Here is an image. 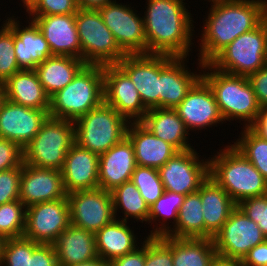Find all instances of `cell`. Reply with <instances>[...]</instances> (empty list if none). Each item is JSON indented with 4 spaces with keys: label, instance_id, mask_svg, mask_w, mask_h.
<instances>
[{
    "label": "cell",
    "instance_id": "cell-1",
    "mask_svg": "<svg viewBox=\"0 0 267 266\" xmlns=\"http://www.w3.org/2000/svg\"><path fill=\"white\" fill-rule=\"evenodd\" d=\"M210 5L199 39L197 60L202 64L210 63L238 36L258 27L267 17V0H224Z\"/></svg>",
    "mask_w": 267,
    "mask_h": 266
},
{
    "label": "cell",
    "instance_id": "cell-2",
    "mask_svg": "<svg viewBox=\"0 0 267 266\" xmlns=\"http://www.w3.org/2000/svg\"><path fill=\"white\" fill-rule=\"evenodd\" d=\"M183 1L147 0L143 15L147 54L189 57L195 30Z\"/></svg>",
    "mask_w": 267,
    "mask_h": 266
},
{
    "label": "cell",
    "instance_id": "cell-3",
    "mask_svg": "<svg viewBox=\"0 0 267 266\" xmlns=\"http://www.w3.org/2000/svg\"><path fill=\"white\" fill-rule=\"evenodd\" d=\"M219 151L208 157L209 176L236 204L267 194V180L233 144Z\"/></svg>",
    "mask_w": 267,
    "mask_h": 266
},
{
    "label": "cell",
    "instance_id": "cell-4",
    "mask_svg": "<svg viewBox=\"0 0 267 266\" xmlns=\"http://www.w3.org/2000/svg\"><path fill=\"white\" fill-rule=\"evenodd\" d=\"M198 65L202 69V79L214 94L223 120L244 121V127H249L261 107L248 77L219 71L210 63L198 62Z\"/></svg>",
    "mask_w": 267,
    "mask_h": 266
},
{
    "label": "cell",
    "instance_id": "cell-5",
    "mask_svg": "<svg viewBox=\"0 0 267 266\" xmlns=\"http://www.w3.org/2000/svg\"><path fill=\"white\" fill-rule=\"evenodd\" d=\"M103 102V66L85 65L71 83L50 97L49 117L74 122Z\"/></svg>",
    "mask_w": 267,
    "mask_h": 266
},
{
    "label": "cell",
    "instance_id": "cell-6",
    "mask_svg": "<svg viewBox=\"0 0 267 266\" xmlns=\"http://www.w3.org/2000/svg\"><path fill=\"white\" fill-rule=\"evenodd\" d=\"M75 143L73 121L48 117L23 149L24 163L36 168L62 170L66 154Z\"/></svg>",
    "mask_w": 267,
    "mask_h": 266
},
{
    "label": "cell",
    "instance_id": "cell-7",
    "mask_svg": "<svg viewBox=\"0 0 267 266\" xmlns=\"http://www.w3.org/2000/svg\"><path fill=\"white\" fill-rule=\"evenodd\" d=\"M75 143L98 155L127 135L129 122L104 102L74 121Z\"/></svg>",
    "mask_w": 267,
    "mask_h": 266
},
{
    "label": "cell",
    "instance_id": "cell-8",
    "mask_svg": "<svg viewBox=\"0 0 267 266\" xmlns=\"http://www.w3.org/2000/svg\"><path fill=\"white\" fill-rule=\"evenodd\" d=\"M210 64L219 71L246 77L263 68L267 64V17L227 45Z\"/></svg>",
    "mask_w": 267,
    "mask_h": 266
},
{
    "label": "cell",
    "instance_id": "cell-9",
    "mask_svg": "<svg viewBox=\"0 0 267 266\" xmlns=\"http://www.w3.org/2000/svg\"><path fill=\"white\" fill-rule=\"evenodd\" d=\"M75 22L86 65H113L126 56L98 10L79 8Z\"/></svg>",
    "mask_w": 267,
    "mask_h": 266
},
{
    "label": "cell",
    "instance_id": "cell-10",
    "mask_svg": "<svg viewBox=\"0 0 267 266\" xmlns=\"http://www.w3.org/2000/svg\"><path fill=\"white\" fill-rule=\"evenodd\" d=\"M198 154L194 148L178 151L158 169L166 191L186 196L199 190L209 177V159Z\"/></svg>",
    "mask_w": 267,
    "mask_h": 266
},
{
    "label": "cell",
    "instance_id": "cell-11",
    "mask_svg": "<svg viewBox=\"0 0 267 266\" xmlns=\"http://www.w3.org/2000/svg\"><path fill=\"white\" fill-rule=\"evenodd\" d=\"M130 5L112 1L99 8L104 24L126 55L147 54L143 17ZM135 10V11H134Z\"/></svg>",
    "mask_w": 267,
    "mask_h": 266
},
{
    "label": "cell",
    "instance_id": "cell-12",
    "mask_svg": "<svg viewBox=\"0 0 267 266\" xmlns=\"http://www.w3.org/2000/svg\"><path fill=\"white\" fill-rule=\"evenodd\" d=\"M212 239L217 255L243 260L250 249L267 238L237 206Z\"/></svg>",
    "mask_w": 267,
    "mask_h": 266
},
{
    "label": "cell",
    "instance_id": "cell-13",
    "mask_svg": "<svg viewBox=\"0 0 267 266\" xmlns=\"http://www.w3.org/2000/svg\"><path fill=\"white\" fill-rule=\"evenodd\" d=\"M71 225L67 196L26 207L23 236L38 244H54Z\"/></svg>",
    "mask_w": 267,
    "mask_h": 266
},
{
    "label": "cell",
    "instance_id": "cell-14",
    "mask_svg": "<svg viewBox=\"0 0 267 266\" xmlns=\"http://www.w3.org/2000/svg\"><path fill=\"white\" fill-rule=\"evenodd\" d=\"M71 224L96 233L114 219L111 191L101 188L67 194Z\"/></svg>",
    "mask_w": 267,
    "mask_h": 266
},
{
    "label": "cell",
    "instance_id": "cell-15",
    "mask_svg": "<svg viewBox=\"0 0 267 266\" xmlns=\"http://www.w3.org/2000/svg\"><path fill=\"white\" fill-rule=\"evenodd\" d=\"M103 92L104 103L129 123L141 122L148 111L134 83L117 64L103 66Z\"/></svg>",
    "mask_w": 267,
    "mask_h": 266
},
{
    "label": "cell",
    "instance_id": "cell-16",
    "mask_svg": "<svg viewBox=\"0 0 267 266\" xmlns=\"http://www.w3.org/2000/svg\"><path fill=\"white\" fill-rule=\"evenodd\" d=\"M186 58L159 55V108L175 109L202 78L189 70Z\"/></svg>",
    "mask_w": 267,
    "mask_h": 266
},
{
    "label": "cell",
    "instance_id": "cell-17",
    "mask_svg": "<svg viewBox=\"0 0 267 266\" xmlns=\"http://www.w3.org/2000/svg\"><path fill=\"white\" fill-rule=\"evenodd\" d=\"M49 117V110H38L5 100L0 109V138L24 149Z\"/></svg>",
    "mask_w": 267,
    "mask_h": 266
},
{
    "label": "cell",
    "instance_id": "cell-18",
    "mask_svg": "<svg viewBox=\"0 0 267 266\" xmlns=\"http://www.w3.org/2000/svg\"><path fill=\"white\" fill-rule=\"evenodd\" d=\"M175 109L187 129L192 132L224 122L214 94L202 78L191 88Z\"/></svg>",
    "mask_w": 267,
    "mask_h": 266
},
{
    "label": "cell",
    "instance_id": "cell-19",
    "mask_svg": "<svg viewBox=\"0 0 267 266\" xmlns=\"http://www.w3.org/2000/svg\"><path fill=\"white\" fill-rule=\"evenodd\" d=\"M67 196L62 172L57 169L36 168L22 164L19 200L26 206L54 201Z\"/></svg>",
    "mask_w": 267,
    "mask_h": 266
},
{
    "label": "cell",
    "instance_id": "cell-20",
    "mask_svg": "<svg viewBox=\"0 0 267 266\" xmlns=\"http://www.w3.org/2000/svg\"><path fill=\"white\" fill-rule=\"evenodd\" d=\"M117 65L134 83L145 108H159V55H126Z\"/></svg>",
    "mask_w": 267,
    "mask_h": 266
},
{
    "label": "cell",
    "instance_id": "cell-21",
    "mask_svg": "<svg viewBox=\"0 0 267 266\" xmlns=\"http://www.w3.org/2000/svg\"><path fill=\"white\" fill-rule=\"evenodd\" d=\"M43 33L52 55L82 59V48L75 22V14L29 16Z\"/></svg>",
    "mask_w": 267,
    "mask_h": 266
},
{
    "label": "cell",
    "instance_id": "cell-22",
    "mask_svg": "<svg viewBox=\"0 0 267 266\" xmlns=\"http://www.w3.org/2000/svg\"><path fill=\"white\" fill-rule=\"evenodd\" d=\"M66 193L99 188V155L74 143L61 170Z\"/></svg>",
    "mask_w": 267,
    "mask_h": 266
},
{
    "label": "cell",
    "instance_id": "cell-23",
    "mask_svg": "<svg viewBox=\"0 0 267 266\" xmlns=\"http://www.w3.org/2000/svg\"><path fill=\"white\" fill-rule=\"evenodd\" d=\"M7 17L4 22L14 32L15 54L21 70H35L37 65L53 56L43 33L34 20L21 26L17 18ZM18 20V21H17Z\"/></svg>",
    "mask_w": 267,
    "mask_h": 266
},
{
    "label": "cell",
    "instance_id": "cell-24",
    "mask_svg": "<svg viewBox=\"0 0 267 266\" xmlns=\"http://www.w3.org/2000/svg\"><path fill=\"white\" fill-rule=\"evenodd\" d=\"M136 166L133 145L125 137L99 155V188L112 191L124 182L131 181Z\"/></svg>",
    "mask_w": 267,
    "mask_h": 266
},
{
    "label": "cell",
    "instance_id": "cell-25",
    "mask_svg": "<svg viewBox=\"0 0 267 266\" xmlns=\"http://www.w3.org/2000/svg\"><path fill=\"white\" fill-rule=\"evenodd\" d=\"M126 137L133 145L138 166L159 169L178 152L174 146L153 135L141 122L129 123Z\"/></svg>",
    "mask_w": 267,
    "mask_h": 266
},
{
    "label": "cell",
    "instance_id": "cell-26",
    "mask_svg": "<svg viewBox=\"0 0 267 266\" xmlns=\"http://www.w3.org/2000/svg\"><path fill=\"white\" fill-rule=\"evenodd\" d=\"M198 192L201 195L205 221V238L212 239L228 220L237 204L210 176L202 183Z\"/></svg>",
    "mask_w": 267,
    "mask_h": 266
},
{
    "label": "cell",
    "instance_id": "cell-27",
    "mask_svg": "<svg viewBox=\"0 0 267 266\" xmlns=\"http://www.w3.org/2000/svg\"><path fill=\"white\" fill-rule=\"evenodd\" d=\"M141 123L156 137L174 146L178 151L191 148V135L176 109L154 108L147 111ZM189 132V133H188Z\"/></svg>",
    "mask_w": 267,
    "mask_h": 266
},
{
    "label": "cell",
    "instance_id": "cell-28",
    "mask_svg": "<svg viewBox=\"0 0 267 266\" xmlns=\"http://www.w3.org/2000/svg\"><path fill=\"white\" fill-rule=\"evenodd\" d=\"M53 245L59 266H70L98 257L95 233L72 224L58 236Z\"/></svg>",
    "mask_w": 267,
    "mask_h": 266
},
{
    "label": "cell",
    "instance_id": "cell-29",
    "mask_svg": "<svg viewBox=\"0 0 267 266\" xmlns=\"http://www.w3.org/2000/svg\"><path fill=\"white\" fill-rule=\"evenodd\" d=\"M6 99L25 107L49 110L50 97L46 94L35 70H20L4 83Z\"/></svg>",
    "mask_w": 267,
    "mask_h": 266
},
{
    "label": "cell",
    "instance_id": "cell-30",
    "mask_svg": "<svg viewBox=\"0 0 267 266\" xmlns=\"http://www.w3.org/2000/svg\"><path fill=\"white\" fill-rule=\"evenodd\" d=\"M119 218L120 216L95 233L97 255L108 263L134 251L140 244L132 227L130 229V225Z\"/></svg>",
    "mask_w": 267,
    "mask_h": 266
},
{
    "label": "cell",
    "instance_id": "cell-31",
    "mask_svg": "<svg viewBox=\"0 0 267 266\" xmlns=\"http://www.w3.org/2000/svg\"><path fill=\"white\" fill-rule=\"evenodd\" d=\"M85 65L79 58L53 55L37 65L35 71L46 94L51 97L71 83Z\"/></svg>",
    "mask_w": 267,
    "mask_h": 266
},
{
    "label": "cell",
    "instance_id": "cell-32",
    "mask_svg": "<svg viewBox=\"0 0 267 266\" xmlns=\"http://www.w3.org/2000/svg\"><path fill=\"white\" fill-rule=\"evenodd\" d=\"M216 255L213 239L172 237L174 266H212Z\"/></svg>",
    "mask_w": 267,
    "mask_h": 266
},
{
    "label": "cell",
    "instance_id": "cell-33",
    "mask_svg": "<svg viewBox=\"0 0 267 266\" xmlns=\"http://www.w3.org/2000/svg\"><path fill=\"white\" fill-rule=\"evenodd\" d=\"M199 192L185 196L178 212L177 224L167 234L175 238H205V221Z\"/></svg>",
    "mask_w": 267,
    "mask_h": 266
},
{
    "label": "cell",
    "instance_id": "cell-34",
    "mask_svg": "<svg viewBox=\"0 0 267 266\" xmlns=\"http://www.w3.org/2000/svg\"><path fill=\"white\" fill-rule=\"evenodd\" d=\"M184 198L185 196L182 194L165 190L163 195L160 198H158L153 205L149 207V216L147 223L149 222L148 224L151 223L152 225L154 222L156 224L159 222V224L157 225L155 224V226L151 227L152 230L148 234V237L165 236L172 230L173 224H174L173 227L176 226L178 212L179 209L181 208ZM169 219L170 220L172 219L174 222H170ZM167 220L169 221V223L167 222ZM170 223L172 224L169 226Z\"/></svg>",
    "mask_w": 267,
    "mask_h": 266
},
{
    "label": "cell",
    "instance_id": "cell-35",
    "mask_svg": "<svg viewBox=\"0 0 267 266\" xmlns=\"http://www.w3.org/2000/svg\"><path fill=\"white\" fill-rule=\"evenodd\" d=\"M112 201L115 219L118 216L117 211L121 210L124 215L121 220L128 222L130 219L144 221L147 224L149 216V206L141 196L139 190L132 181L124 182L122 185L115 187L112 191Z\"/></svg>",
    "mask_w": 267,
    "mask_h": 266
},
{
    "label": "cell",
    "instance_id": "cell-36",
    "mask_svg": "<svg viewBox=\"0 0 267 266\" xmlns=\"http://www.w3.org/2000/svg\"><path fill=\"white\" fill-rule=\"evenodd\" d=\"M241 137L234 146L253 164L267 180V140L260 138L249 127H242Z\"/></svg>",
    "mask_w": 267,
    "mask_h": 266
},
{
    "label": "cell",
    "instance_id": "cell-37",
    "mask_svg": "<svg viewBox=\"0 0 267 266\" xmlns=\"http://www.w3.org/2000/svg\"><path fill=\"white\" fill-rule=\"evenodd\" d=\"M131 181L139 190L149 207L153 205L165 191L159 171L156 168L137 165L132 173Z\"/></svg>",
    "mask_w": 267,
    "mask_h": 266
},
{
    "label": "cell",
    "instance_id": "cell-38",
    "mask_svg": "<svg viewBox=\"0 0 267 266\" xmlns=\"http://www.w3.org/2000/svg\"><path fill=\"white\" fill-rule=\"evenodd\" d=\"M26 206L15 200L0 205V235L5 239L22 237L25 229Z\"/></svg>",
    "mask_w": 267,
    "mask_h": 266
},
{
    "label": "cell",
    "instance_id": "cell-39",
    "mask_svg": "<svg viewBox=\"0 0 267 266\" xmlns=\"http://www.w3.org/2000/svg\"><path fill=\"white\" fill-rule=\"evenodd\" d=\"M38 245L24 236L5 240L0 266H30L33 249Z\"/></svg>",
    "mask_w": 267,
    "mask_h": 266
},
{
    "label": "cell",
    "instance_id": "cell-40",
    "mask_svg": "<svg viewBox=\"0 0 267 266\" xmlns=\"http://www.w3.org/2000/svg\"><path fill=\"white\" fill-rule=\"evenodd\" d=\"M2 23L0 26V82L4 83L21 69L14 52V32L6 23Z\"/></svg>",
    "mask_w": 267,
    "mask_h": 266
},
{
    "label": "cell",
    "instance_id": "cell-41",
    "mask_svg": "<svg viewBox=\"0 0 267 266\" xmlns=\"http://www.w3.org/2000/svg\"><path fill=\"white\" fill-rule=\"evenodd\" d=\"M145 266H174L172 258V237H146Z\"/></svg>",
    "mask_w": 267,
    "mask_h": 266
},
{
    "label": "cell",
    "instance_id": "cell-42",
    "mask_svg": "<svg viewBox=\"0 0 267 266\" xmlns=\"http://www.w3.org/2000/svg\"><path fill=\"white\" fill-rule=\"evenodd\" d=\"M78 9L77 0H37L27 12L28 16L68 15Z\"/></svg>",
    "mask_w": 267,
    "mask_h": 266
},
{
    "label": "cell",
    "instance_id": "cell-43",
    "mask_svg": "<svg viewBox=\"0 0 267 266\" xmlns=\"http://www.w3.org/2000/svg\"><path fill=\"white\" fill-rule=\"evenodd\" d=\"M237 206L253 220L267 238V194L242 200Z\"/></svg>",
    "mask_w": 267,
    "mask_h": 266
},
{
    "label": "cell",
    "instance_id": "cell-44",
    "mask_svg": "<svg viewBox=\"0 0 267 266\" xmlns=\"http://www.w3.org/2000/svg\"><path fill=\"white\" fill-rule=\"evenodd\" d=\"M22 165L0 172V205L19 200Z\"/></svg>",
    "mask_w": 267,
    "mask_h": 266
},
{
    "label": "cell",
    "instance_id": "cell-45",
    "mask_svg": "<svg viewBox=\"0 0 267 266\" xmlns=\"http://www.w3.org/2000/svg\"><path fill=\"white\" fill-rule=\"evenodd\" d=\"M23 162V149L11 140L0 138V172L19 167Z\"/></svg>",
    "mask_w": 267,
    "mask_h": 266
},
{
    "label": "cell",
    "instance_id": "cell-46",
    "mask_svg": "<svg viewBox=\"0 0 267 266\" xmlns=\"http://www.w3.org/2000/svg\"><path fill=\"white\" fill-rule=\"evenodd\" d=\"M30 266H59L54 245L38 244L33 249Z\"/></svg>",
    "mask_w": 267,
    "mask_h": 266
},
{
    "label": "cell",
    "instance_id": "cell-47",
    "mask_svg": "<svg viewBox=\"0 0 267 266\" xmlns=\"http://www.w3.org/2000/svg\"><path fill=\"white\" fill-rule=\"evenodd\" d=\"M260 107H267V64L248 76Z\"/></svg>",
    "mask_w": 267,
    "mask_h": 266
},
{
    "label": "cell",
    "instance_id": "cell-48",
    "mask_svg": "<svg viewBox=\"0 0 267 266\" xmlns=\"http://www.w3.org/2000/svg\"><path fill=\"white\" fill-rule=\"evenodd\" d=\"M146 239L134 251L113 259L110 266H145Z\"/></svg>",
    "mask_w": 267,
    "mask_h": 266
},
{
    "label": "cell",
    "instance_id": "cell-49",
    "mask_svg": "<svg viewBox=\"0 0 267 266\" xmlns=\"http://www.w3.org/2000/svg\"><path fill=\"white\" fill-rule=\"evenodd\" d=\"M244 266L267 265V239L249 250L243 258Z\"/></svg>",
    "mask_w": 267,
    "mask_h": 266
},
{
    "label": "cell",
    "instance_id": "cell-50",
    "mask_svg": "<svg viewBox=\"0 0 267 266\" xmlns=\"http://www.w3.org/2000/svg\"><path fill=\"white\" fill-rule=\"evenodd\" d=\"M249 128L260 138L267 140V107H262Z\"/></svg>",
    "mask_w": 267,
    "mask_h": 266
},
{
    "label": "cell",
    "instance_id": "cell-51",
    "mask_svg": "<svg viewBox=\"0 0 267 266\" xmlns=\"http://www.w3.org/2000/svg\"><path fill=\"white\" fill-rule=\"evenodd\" d=\"M112 1L115 0H77V4L80 9L98 10L99 8Z\"/></svg>",
    "mask_w": 267,
    "mask_h": 266
},
{
    "label": "cell",
    "instance_id": "cell-52",
    "mask_svg": "<svg viewBox=\"0 0 267 266\" xmlns=\"http://www.w3.org/2000/svg\"><path fill=\"white\" fill-rule=\"evenodd\" d=\"M212 266H244L242 259L226 258L216 255Z\"/></svg>",
    "mask_w": 267,
    "mask_h": 266
},
{
    "label": "cell",
    "instance_id": "cell-53",
    "mask_svg": "<svg viewBox=\"0 0 267 266\" xmlns=\"http://www.w3.org/2000/svg\"><path fill=\"white\" fill-rule=\"evenodd\" d=\"M109 263L104 261L102 258L99 256L93 260L87 261V262H82L78 264H73L70 266H107Z\"/></svg>",
    "mask_w": 267,
    "mask_h": 266
},
{
    "label": "cell",
    "instance_id": "cell-54",
    "mask_svg": "<svg viewBox=\"0 0 267 266\" xmlns=\"http://www.w3.org/2000/svg\"><path fill=\"white\" fill-rule=\"evenodd\" d=\"M37 0H21L23 3V8L26 10V12L36 3Z\"/></svg>",
    "mask_w": 267,
    "mask_h": 266
},
{
    "label": "cell",
    "instance_id": "cell-55",
    "mask_svg": "<svg viewBox=\"0 0 267 266\" xmlns=\"http://www.w3.org/2000/svg\"><path fill=\"white\" fill-rule=\"evenodd\" d=\"M5 100H6L5 88L3 83L0 82V109Z\"/></svg>",
    "mask_w": 267,
    "mask_h": 266
},
{
    "label": "cell",
    "instance_id": "cell-56",
    "mask_svg": "<svg viewBox=\"0 0 267 266\" xmlns=\"http://www.w3.org/2000/svg\"><path fill=\"white\" fill-rule=\"evenodd\" d=\"M5 240L6 239L0 235V262H1V257H2V252H3Z\"/></svg>",
    "mask_w": 267,
    "mask_h": 266
},
{
    "label": "cell",
    "instance_id": "cell-57",
    "mask_svg": "<svg viewBox=\"0 0 267 266\" xmlns=\"http://www.w3.org/2000/svg\"><path fill=\"white\" fill-rule=\"evenodd\" d=\"M205 1V0H204ZM207 1V0H206ZM220 1H224V0H208V2H211V4H214V3H218Z\"/></svg>",
    "mask_w": 267,
    "mask_h": 266
}]
</instances>
